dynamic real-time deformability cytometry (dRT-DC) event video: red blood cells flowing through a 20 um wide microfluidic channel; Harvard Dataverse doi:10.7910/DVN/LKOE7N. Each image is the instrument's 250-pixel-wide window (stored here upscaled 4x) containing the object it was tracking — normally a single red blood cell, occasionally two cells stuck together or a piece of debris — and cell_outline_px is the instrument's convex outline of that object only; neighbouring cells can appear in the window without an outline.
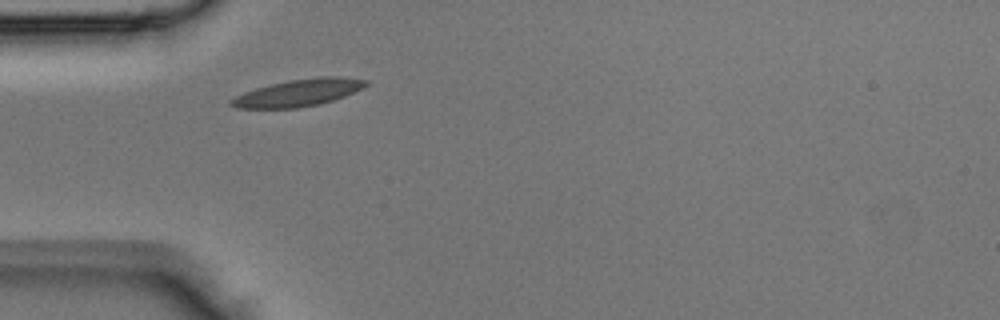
{"species": "Egyptian fruit bat (a non-hibernating species)", "species_latin": "Rousettus aegyptiacus", "temperature_condition": "room temperature", "stored_images_in_passage": 5, "camera_frame_rate_fps": 3000, "um_per_image_px": 0.085, "animal": {"sex": "male"}, "frame": {"image": 1, "passage_image": 4, "time_ms": 1.0, "image_size_px": [1000, 320], "cell_outline_px": [[368, 84], [364, 88], [344, 96], [332, 100], [316, 104], [296, 108], [236, 108], [228, 104], [228, 100], [244, 92], [256, 88], [288, 80], [320, 76], [340, 76], [368, 80]], "centroid_in_image_um": [25.36, 7.87], "position_along_channel_um": 59.6, "area_um2": 21.21}}
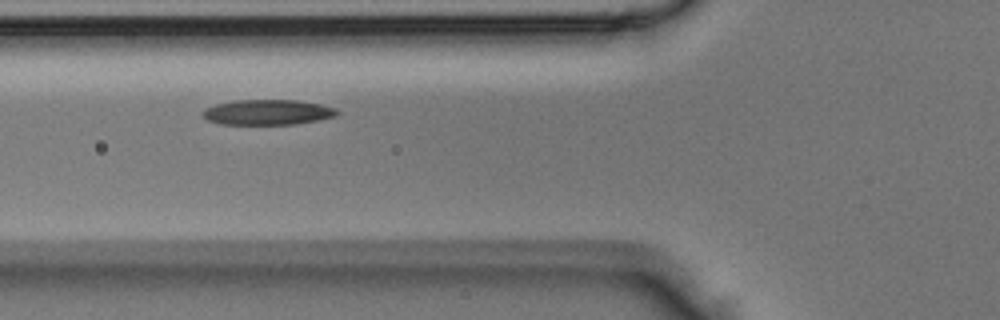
{"frame": {"image": 2, "passage_image": 5, "time_ms": 1.333, "image_size_px": [1000, 320], "cell_outline_px": [[340, 112], [336, 116], [320, 120], [296, 124], [220, 124], [208, 120], [204, 116], [204, 108], [216, 104], [236, 100], [300, 100], [320, 104], [336, 108]], "centroid_in_image_um": [22.8, 9.54], "position_along_channel_um": 103.0, "area_um2": 19.83}}